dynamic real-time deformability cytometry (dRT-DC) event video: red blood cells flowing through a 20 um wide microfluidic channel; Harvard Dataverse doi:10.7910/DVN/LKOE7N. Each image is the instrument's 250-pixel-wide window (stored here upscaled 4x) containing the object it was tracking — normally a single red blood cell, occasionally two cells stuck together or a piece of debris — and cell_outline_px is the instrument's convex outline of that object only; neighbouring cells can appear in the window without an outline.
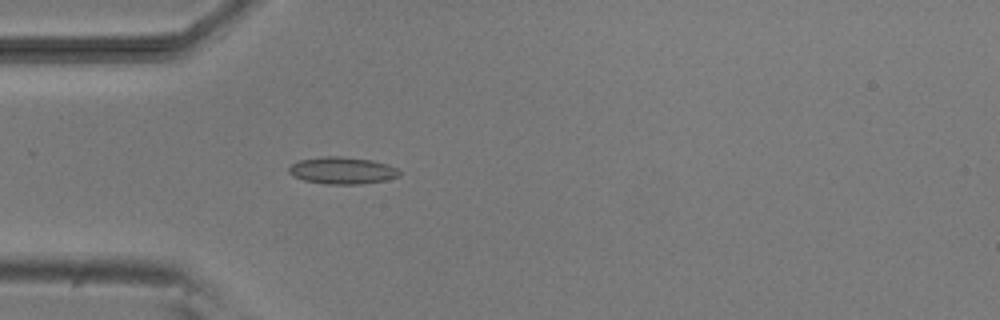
{"species": "common noctule bat (a hibernating species)", "species_latin": "Nyctalus noctula", "temperature_condition": "room temperature", "stored_images_in_passage": 5, "camera_frame_rate_fps": 3000, "um_per_image_px": 0.085, "animal": {"sex": "male", "body_mass_g": 20.5, "forearm_length_mm": 52.5}, "frame": {"image": 1, "passage_image": 5, "time_ms": 4.667, "image_size_px": [1000, 320], "cell_outline_px": [[400, 176], [384, 180], [360, 184], [324, 184], [304, 180], [292, 176], [288, 172], [288, 168], [292, 164], [300, 160], [320, 156], [340, 156], [372, 160], [388, 164], [396, 168], [400, 172]], "centroid_in_image_um": [29.07, 14.49], "position_along_channel_um": 55.9, "area_um2": 17.46}}